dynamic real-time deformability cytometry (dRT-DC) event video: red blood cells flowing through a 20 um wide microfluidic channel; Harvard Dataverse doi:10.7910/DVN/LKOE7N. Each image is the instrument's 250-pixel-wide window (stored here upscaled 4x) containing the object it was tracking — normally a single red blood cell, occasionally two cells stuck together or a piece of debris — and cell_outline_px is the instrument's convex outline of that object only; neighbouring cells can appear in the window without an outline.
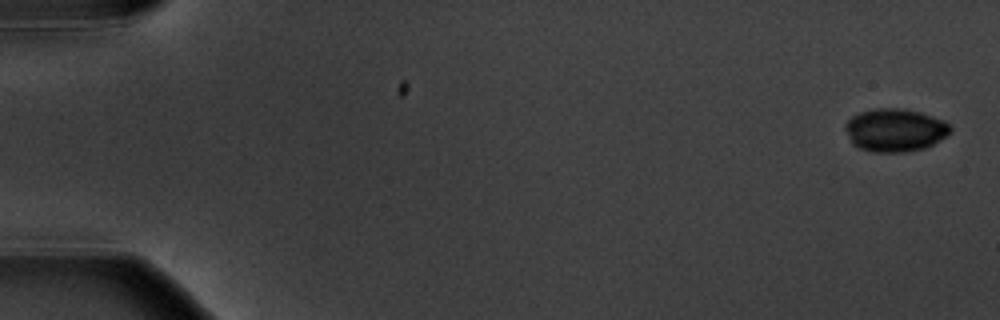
{"species": "common noctule bat (a hibernating species)", "species_latin": "Nyctalus noctula", "temperature_condition": "warm", "stored_images_in_passage": 10, "camera_frame_rate_fps": 3000, "um_per_image_px": 0.085, "animal": {"sex": "male", "body_mass_g": 20.1, "forearm_length_mm": 53.5}, "frame": {"image": 1, "passage_image": 1, "time_ms": 0.0, "image_size_px": [1000, 320], "cell_outline_px": [[952, 128], [948, 136], [924, 148], [904, 152], [872, 152], [860, 148], [852, 144], [844, 128], [844, 124], [852, 116], [860, 112], [876, 108], [900, 108], [920, 112], [944, 120]], "centroid_in_image_um": [76.07, 11.06], "position_along_channel_um": 8.9, "area_um2": 26.41}}
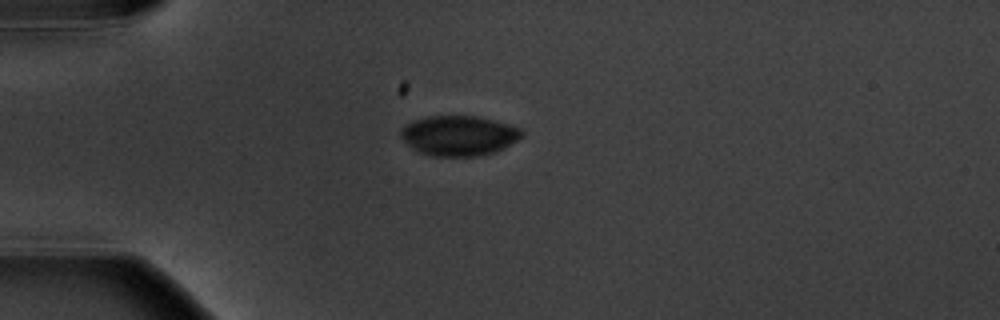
{"frame": {"image": 2, "passage_image": 5, "time_ms": 4.667, "image_size_px": [1000, 320], "cell_outline_px": [[524, 136], [504, 148], [496, 152], [476, 156], [432, 156], [420, 152], [412, 148], [400, 136], [400, 128], [404, 124], [412, 120], [428, 116], [476, 116], [508, 124], [520, 128], [524, 132]], "centroid_in_image_um": [38.99, 11.52], "position_along_channel_um": 46.0, "area_um2": 28.38}}